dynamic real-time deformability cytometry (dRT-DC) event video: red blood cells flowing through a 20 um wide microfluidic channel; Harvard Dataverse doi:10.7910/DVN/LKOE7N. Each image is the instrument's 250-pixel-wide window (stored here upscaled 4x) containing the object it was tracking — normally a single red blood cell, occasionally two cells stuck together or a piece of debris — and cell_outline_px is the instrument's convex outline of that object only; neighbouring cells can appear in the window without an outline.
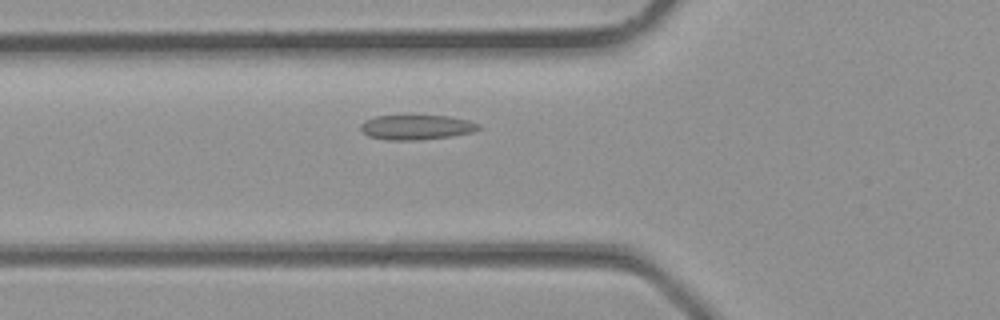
{"species": "common noctule bat (a hibernating species)", "species_latin": "Nyctalus noctula", "temperature_condition": "room temperature", "stored_images_in_passage": 25, "camera_frame_rate_fps": 3000, "um_per_image_px": 0.085, "animal": {"sex": "male", "body_mass_g": 23.1, "forearm_length_mm": 52.7}, "frame": {"image": 1, "passage_image": 3, "time_ms": 0.667, "image_size_px": [1000, 320], "cell_outline_px": [[480, 128], [472, 132], [452, 136], [416, 140], [388, 140], [368, 136], [360, 128], [360, 124], [364, 120], [376, 116], [448, 116], [468, 120], [476, 124]], "centroid_in_image_um": [35.35, 10.82], "position_along_channel_um": 90.4, "area_um2": 16.82}}
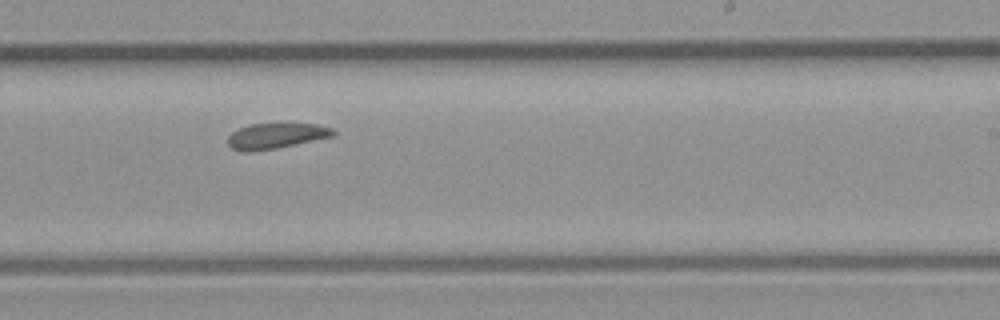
{"frame": {"image": 2, "passage_image": 12, "time_ms": 3.667, "image_size_px": [1000, 320], "cell_outline_px": [[336, 132], [332, 136], [276, 148], [248, 152], [244, 152], [232, 148], [228, 144], [228, 136], [236, 128], [248, 124], [284, 120], [288, 120], [316, 124], [332, 128]], "centroid_in_image_um": [23.44, 11.47], "position_along_channel_um": 265.6, "area_um2": 16.53}}
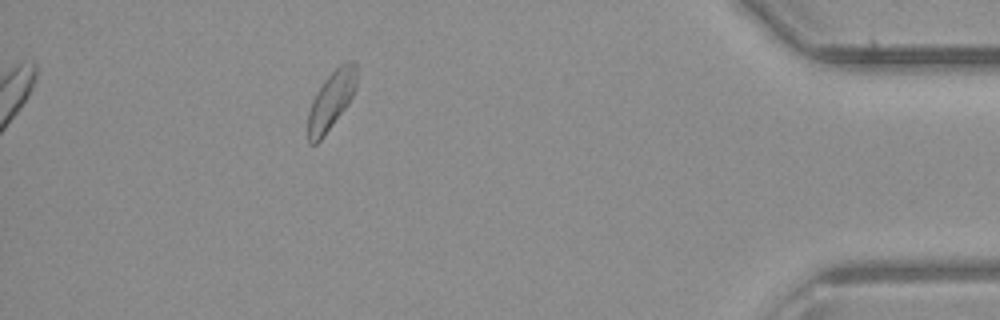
{"frame": {"image": 3, "passage_image": 22, "time_ms": 7.0, "image_size_px": [1000, 320], "cell_outline_px": [[356, 88], [348, 104], [324, 136], [316, 144], [308, 144], [308, 112], [312, 100], [316, 92], [324, 80], [340, 64], [352, 60], [356, 60]], "centroid_in_image_um": [28.15, 8.53], "position_along_channel_um": 407.1, "area_um2": 16.53}}